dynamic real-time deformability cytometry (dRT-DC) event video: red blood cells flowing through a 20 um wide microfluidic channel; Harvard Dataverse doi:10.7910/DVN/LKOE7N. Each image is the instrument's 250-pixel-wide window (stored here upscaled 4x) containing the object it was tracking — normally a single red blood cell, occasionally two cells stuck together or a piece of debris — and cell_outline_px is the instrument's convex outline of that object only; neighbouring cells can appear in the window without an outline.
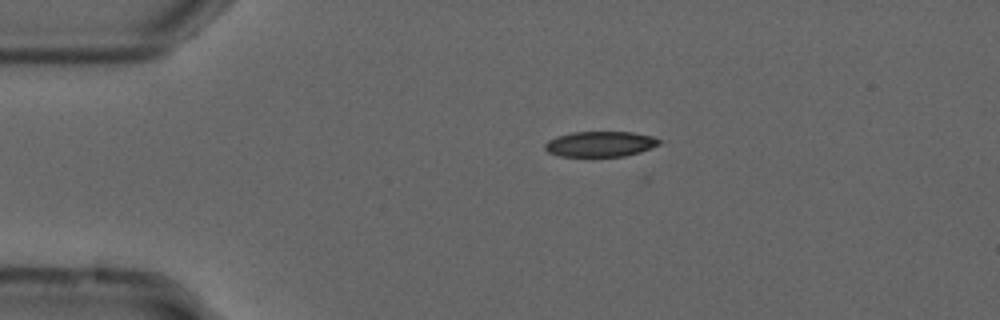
{"species": "common noctule bat (a hibernating species)", "species_latin": "Nyctalus noctula", "temperature_condition": "cold", "stored_images_in_passage": 4, "camera_frame_rate_fps": 3000, "um_per_image_px": 0.085, "animal": {"sex": "male", "forearm_length_mm": 52.5}, "frame": {"image": 1, "passage_image": 1, "time_ms": 0.0, "image_size_px": [1000, 320], "cell_outline_px": [[660, 144], [640, 152], [624, 156], [560, 156], [548, 152], [544, 148], [544, 144], [548, 140], [556, 136], [572, 132], [632, 132], [652, 136], [660, 140]], "centroid_in_image_um": [50.99, 12.23], "position_along_channel_um": 34.0, "area_um2": 16.88}}